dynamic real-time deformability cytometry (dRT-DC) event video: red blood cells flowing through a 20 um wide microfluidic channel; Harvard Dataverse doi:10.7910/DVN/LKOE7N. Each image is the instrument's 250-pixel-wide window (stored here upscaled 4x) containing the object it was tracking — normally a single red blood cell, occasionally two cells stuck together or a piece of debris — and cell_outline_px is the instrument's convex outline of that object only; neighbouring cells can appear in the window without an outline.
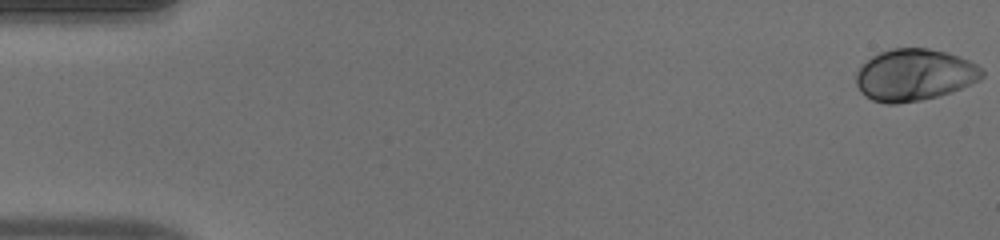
{"species": "human", "species_latin": "Homo sapiens", "temperature_condition": "warm", "stored_images_in_passage": 52, "camera_frame_rate_fps": 3000, "um_per_image_px": 0.085, "donor": {"sex": "male"}, "frame": {"image": 1, "passage_image": 1, "time_ms": 0.0, "image_size_px": [1000, 240], "cell_outline_px": [[984, 76], [980, 80], [952, 92], [920, 100], [896, 104], [888, 104], [872, 100], [864, 96], [860, 92], [856, 84], [856, 72], [872, 56], [880, 52], [892, 48], [928, 48], [948, 52], [960, 56], [976, 64], [984, 72]], "centroid_in_image_um": [77.73, 6.37], "position_along_channel_um": 7.3, "area_um2": 38.15}}
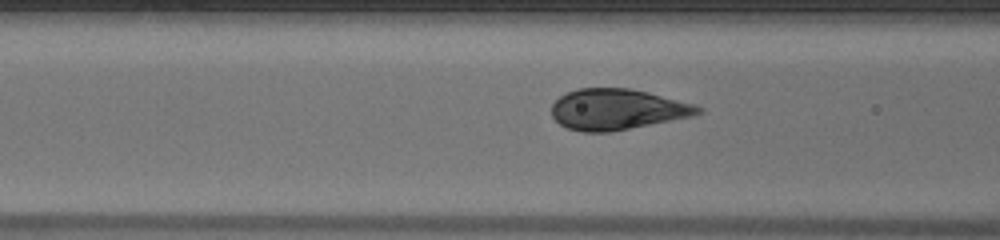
{"frame": {"image": 2, "passage_image": 21, "time_ms": 6.667, "image_size_px": [1000, 240], "cell_outline_px": [[704, 112], [692, 116], [608, 132], [584, 132], [568, 128], [560, 124], [552, 116], [552, 104], [560, 96], [576, 88], [628, 88], [648, 92], [696, 104], [704, 108]], "centroid_in_image_um": [52.48, 9.28], "position_along_channel_um": 114.1, "area_um2": 34.68}}
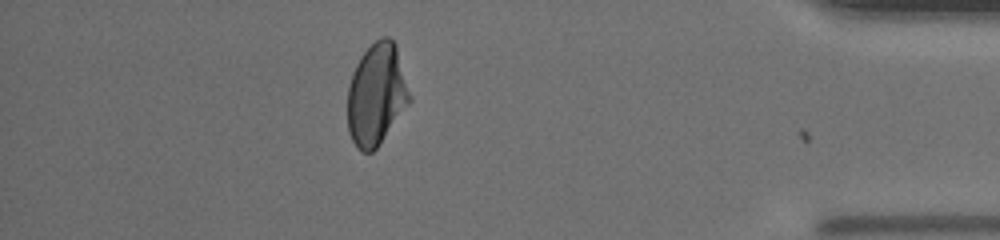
{"frame": {"image": 3, "passage_image": 46, "time_ms": 15.0, "image_size_px": [1000, 240], "cell_outline_px": [[412, 100], [376, 148], [372, 152], [364, 152], [352, 140], [348, 132], [348, 84], [352, 72], [360, 56], [380, 36], [388, 36], [396, 44], [412, 96]], "centroid_in_image_um": [32.02, 7.99], "position_along_channel_um": 403.2, "area_um2": 36.88}, "authors_computed_cell_mechanics": {"area_um2": 36.9342, "velocity_mm_per_s": 3.9707, "shape_relaxation_time_tau1_ms": 3.0526, "shape_relaxation_time_tau2_ms": null, "deformation_change_tau1": 0.1681, "deformation_change_tau2": null}}